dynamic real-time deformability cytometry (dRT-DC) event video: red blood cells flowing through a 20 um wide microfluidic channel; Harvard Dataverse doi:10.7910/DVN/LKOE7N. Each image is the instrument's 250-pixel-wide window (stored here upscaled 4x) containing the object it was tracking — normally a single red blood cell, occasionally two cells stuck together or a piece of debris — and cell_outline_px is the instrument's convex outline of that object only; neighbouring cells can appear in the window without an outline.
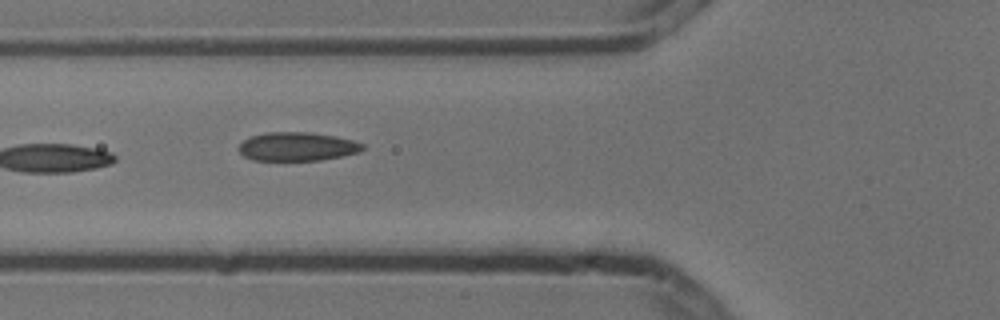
{"species": "common noctule bat (a hibernating species)", "species_latin": "Nyctalus noctula", "temperature_condition": "cold", "stored_images_in_passage": 7, "camera_frame_rate_fps": 3000, "um_per_image_px": 0.085, "animal": {"sex": "male", "body_mass_g": 13.3}, "frame": {"image": 1, "passage_image": 6, "time_ms": 1.667, "image_size_px": [1000, 320], "cell_outline_px": [[364, 148], [360, 152], [320, 160], [252, 160], [244, 156], [240, 152], [240, 144], [244, 140], [252, 136], [264, 132], [312, 132], [336, 136], [352, 140], [364, 144]], "centroid_in_image_um": [25.28, 12.45], "position_along_channel_um": 100.5, "area_um2": 20.63}}